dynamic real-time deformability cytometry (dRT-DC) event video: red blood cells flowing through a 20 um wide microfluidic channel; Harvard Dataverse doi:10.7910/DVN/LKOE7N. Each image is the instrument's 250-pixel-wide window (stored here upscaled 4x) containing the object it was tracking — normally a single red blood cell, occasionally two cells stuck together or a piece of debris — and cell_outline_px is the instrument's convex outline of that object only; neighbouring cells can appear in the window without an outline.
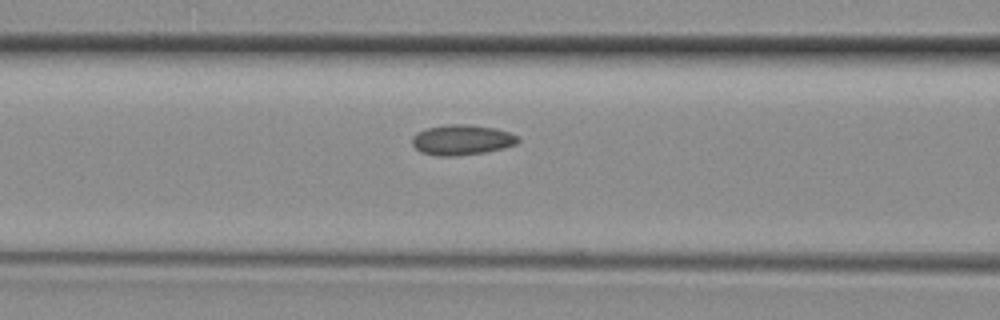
{"species": "common noctule bat (a hibernating species)", "species_latin": "Nyctalus noctula", "temperature_condition": "room temperature", "stored_images_in_passage": 5, "camera_frame_rate_fps": 3000, "um_per_image_px": 0.085, "animal": {"sex": "female", "body_mass_g": 29.2, "forearm_length_mm": 56.3}, "frame": {"image": 1, "passage_image": 5, "time_ms": 1.333, "image_size_px": [1000, 320], "cell_outline_px": [[520, 140], [516, 144], [504, 148], [484, 152], [456, 156], [436, 156], [420, 152], [412, 144], [412, 136], [416, 132], [428, 128], [444, 124], [468, 124], [496, 128], [508, 132], [516, 136]], "centroid_in_image_um": [39.23, 11.89], "position_along_channel_um": 127.4, "area_um2": 18.79}}